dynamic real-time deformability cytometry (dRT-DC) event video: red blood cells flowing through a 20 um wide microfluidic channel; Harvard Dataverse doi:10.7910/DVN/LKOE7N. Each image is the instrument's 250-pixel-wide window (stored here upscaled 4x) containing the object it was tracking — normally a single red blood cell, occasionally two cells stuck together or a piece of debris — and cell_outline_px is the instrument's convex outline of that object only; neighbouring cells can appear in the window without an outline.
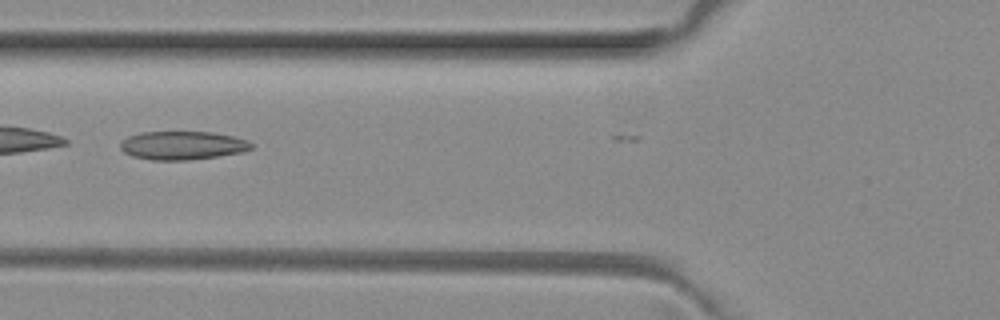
{"species": "common noctule bat (a hibernating species)", "species_latin": "Nyctalus noctula", "temperature_condition": "room temperature", "stored_images_in_passage": 5, "camera_frame_rate_fps": 3000, "um_per_image_px": 0.085, "animal": {"sex": "female", "body_mass_g": 29.2, "forearm_length_mm": 56.3}, "frame": {"image": 1, "passage_image": 3, "time_ms": 0.667, "image_size_px": [1000, 320], "cell_outline_px": [[252, 148], [244, 152], [188, 160], [152, 160], [132, 156], [124, 152], [120, 148], [120, 144], [128, 136], [140, 132], [212, 132], [232, 136], [248, 140], [252, 144]], "centroid_in_image_um": [15.51, 12.36], "position_along_channel_um": 110.3, "area_um2": 21.68}}
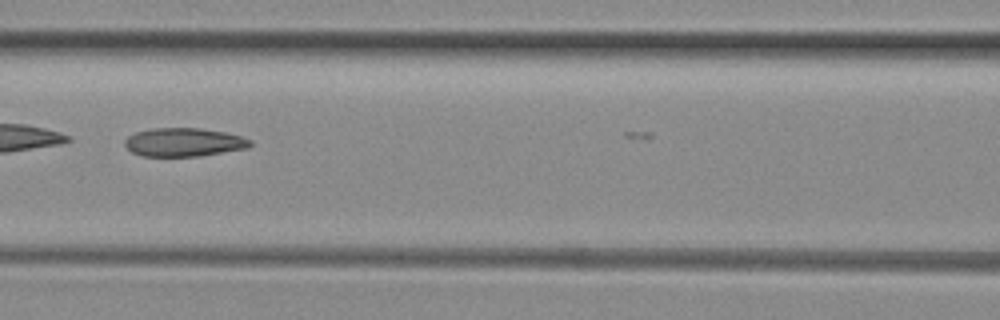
{"frame": {"image": 2, "passage_image": 4, "time_ms": 1.0, "image_size_px": [1000, 320], "cell_outline_px": [[252, 144], [248, 148], [200, 156], [140, 156], [132, 152], [124, 144], [124, 140], [128, 136], [136, 132], [152, 128], [200, 128], [224, 132], [240, 136], [252, 140]], "centroid_in_image_um": [15.62, 12.09], "position_along_channel_um": 151.0, "area_um2": 20.87}}